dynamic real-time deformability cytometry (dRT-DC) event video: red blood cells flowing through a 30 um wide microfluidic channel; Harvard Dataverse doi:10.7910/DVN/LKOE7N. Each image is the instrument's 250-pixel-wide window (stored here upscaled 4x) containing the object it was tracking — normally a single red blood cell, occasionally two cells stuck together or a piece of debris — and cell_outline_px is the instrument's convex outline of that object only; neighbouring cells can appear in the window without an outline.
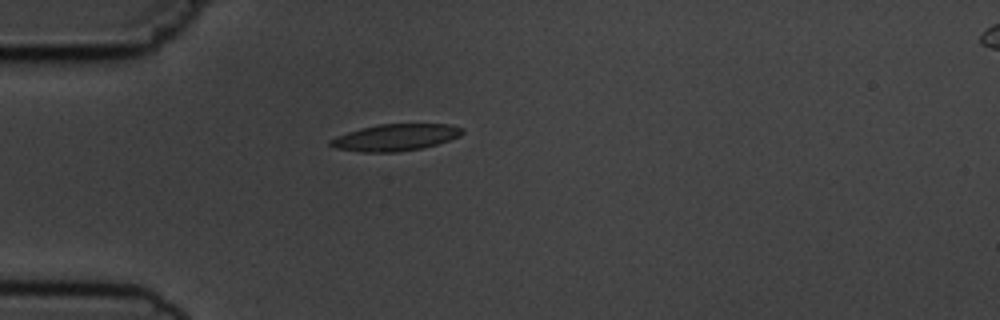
{"species": "common noctule bat (a hibernating species)", "species_latin": "Nyctalus noctula", "temperature_condition": "cold", "stored_images_in_passage": 1, "camera_frame_rate_fps": 3000, "um_per_image_px": 0.085, "animal": {"sex": "male", "body_mass_g": 19.5, "forearm_length_mm": 54.6}, "frame": {"image": 1, "passage_image": 1, "time_ms": 0.0, "image_size_px": [1000, 320], "cell_outline_px": [[464, 132], [460, 136], [436, 144], [420, 148], [396, 152], [360, 152], [336, 148], [328, 144], [328, 140], [336, 136], [360, 128], [380, 124], [452, 124], [464, 128]], "centroid_in_image_um": [33.6, 11.67], "position_along_channel_um": 51.4, "area_um2": 20.52}}